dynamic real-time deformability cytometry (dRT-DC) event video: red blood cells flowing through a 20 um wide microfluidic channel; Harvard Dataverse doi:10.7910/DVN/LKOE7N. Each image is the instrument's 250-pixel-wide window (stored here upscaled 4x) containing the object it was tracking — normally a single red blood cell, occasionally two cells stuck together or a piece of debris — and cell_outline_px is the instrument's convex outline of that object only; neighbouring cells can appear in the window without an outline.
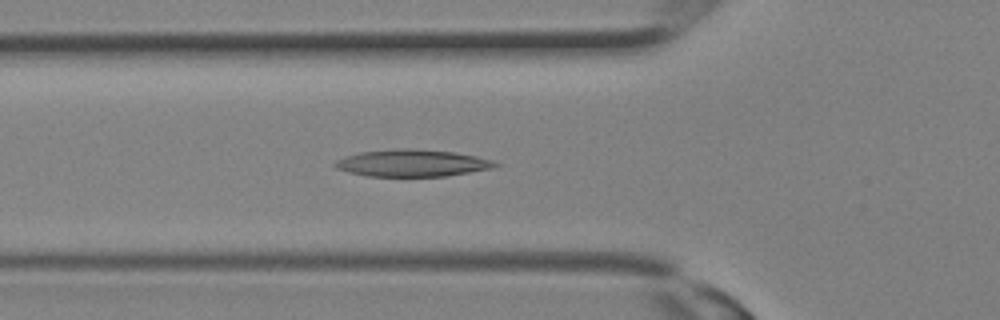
{"species": "Egyptian fruit bat (a non-hibernating species)", "species_latin": "Rousettus aegyptiacus", "temperature_condition": "room temperature", "stored_images_in_passage": 21, "camera_frame_rate_fps": 3000, "um_per_image_px": 0.085, "animal": {"sex": "female"}, "frame": {"image": 1, "passage_image": 10, "time_ms": 3.0, "image_size_px": [1000, 320], "cell_outline_px": [[500, 164], [492, 168], [444, 176], [368, 176], [348, 172], [336, 168], [332, 164], [336, 160], [344, 156], [360, 152], [396, 148], [408, 148], [456, 152], [476, 156], [492, 160]], "centroid_in_image_um": [34.99, 13.85], "position_along_channel_um": 90.8, "area_um2": 25.2}}
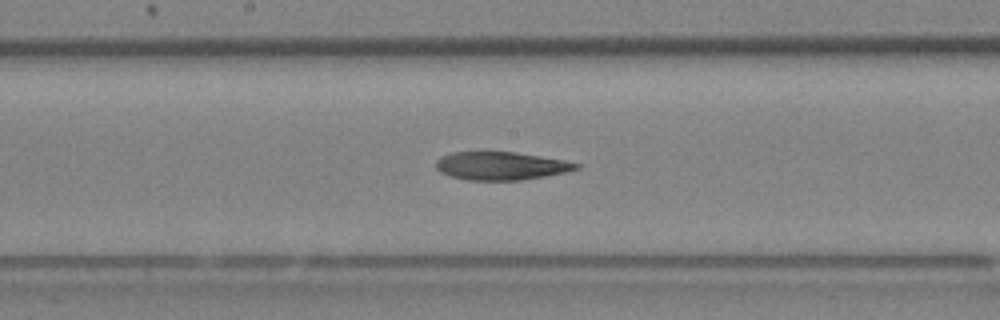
{"frame": {"image": 2, "passage_image": 15, "time_ms": 4.667, "image_size_px": [1000, 320], "cell_outline_px": [[580, 168], [564, 172], [544, 176], [520, 180], [468, 180], [452, 176], [440, 172], [436, 168], [436, 160], [452, 152], [516, 152], [564, 160], [580, 164]], "centroid_in_image_um": [42.58, 14.09], "position_along_channel_um": 205.6, "area_um2": 22.72}}
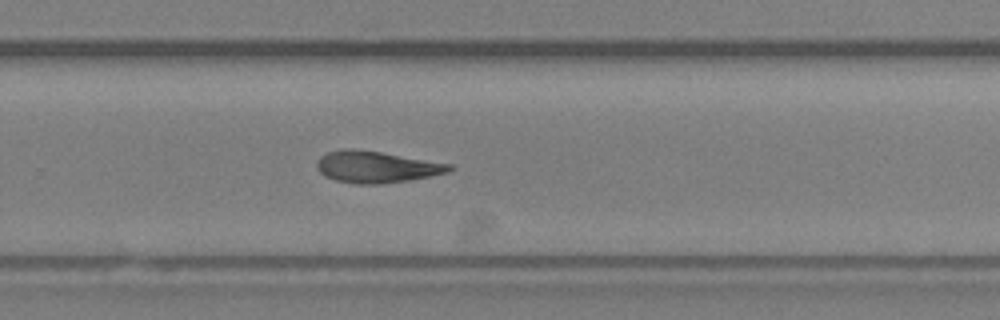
{"frame": {"image": 3, "passage_image": 19, "time_ms": 6.0, "image_size_px": [1000, 320], "cell_outline_px": [[456, 168], [448, 172], [408, 180], [380, 184], [356, 184], [336, 180], [324, 176], [316, 168], [316, 164], [320, 156], [328, 152], [344, 148], [352, 148], [380, 152], [452, 164]], "centroid_in_image_um": [31.97, 14.18], "position_along_channel_um": 297.8, "area_um2": 24.33}}